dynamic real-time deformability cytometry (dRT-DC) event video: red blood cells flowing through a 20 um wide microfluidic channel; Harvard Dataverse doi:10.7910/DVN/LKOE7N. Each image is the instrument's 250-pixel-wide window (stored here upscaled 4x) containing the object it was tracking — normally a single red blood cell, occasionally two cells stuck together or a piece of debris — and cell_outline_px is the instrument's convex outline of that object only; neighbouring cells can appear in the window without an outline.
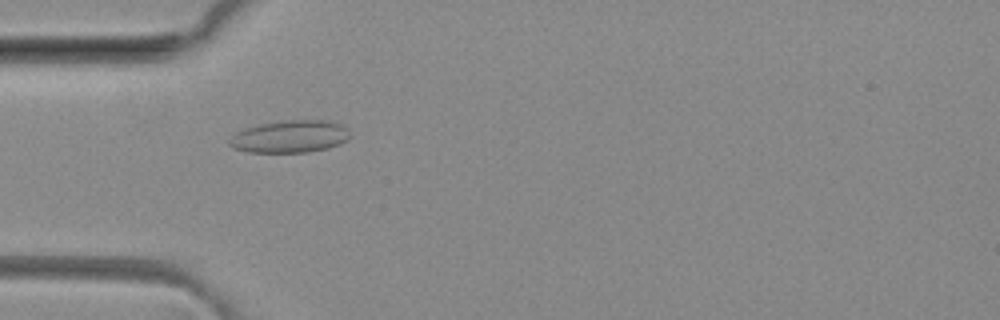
{"species": "common noctule bat (a hibernating species)", "species_latin": "Nyctalus noctula", "temperature_condition": "room temperature", "stored_images_in_passage": 50, "camera_frame_rate_fps": 3000, "um_per_image_px": 0.085, "animal": {"sex": "female", "body_mass_g": 29.2, "forearm_length_mm": 56.3}, "frame": {"image": 1, "passage_image": 15, "time_ms": 4.667, "image_size_px": [1000, 320], "cell_outline_px": [[348, 140], [340, 144], [328, 148], [308, 152], [248, 152], [232, 148], [228, 144], [228, 140], [236, 132], [244, 128], [260, 124], [284, 120], [332, 120], [348, 128]], "centroid_in_image_um": [24.64, 11.6], "position_along_channel_um": 60.4, "area_um2": 22.95}}
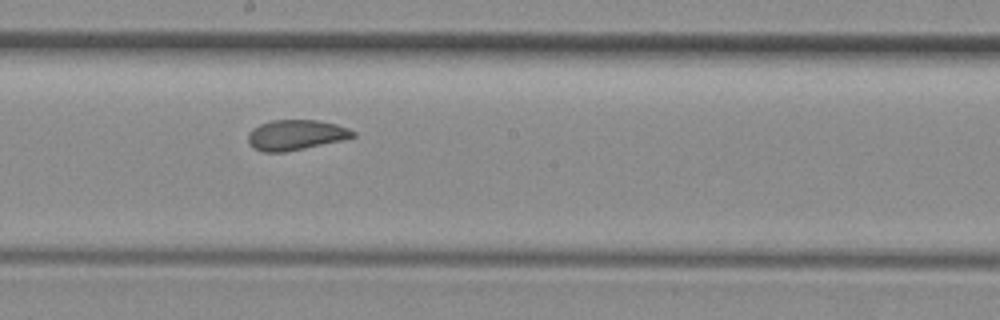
{"frame": {"image": 2, "passage_image": 27, "time_ms": 8.667, "image_size_px": [1000, 320], "cell_outline_px": [[356, 136], [340, 140], [304, 148], [284, 152], [264, 152], [252, 148], [248, 140], [248, 132], [252, 128], [260, 124], [272, 120], [316, 120], [336, 124], [348, 128], [356, 132]], "centroid_in_image_um": [25.11, 11.46], "position_along_channel_um": 223.1, "area_um2": 18.38}}
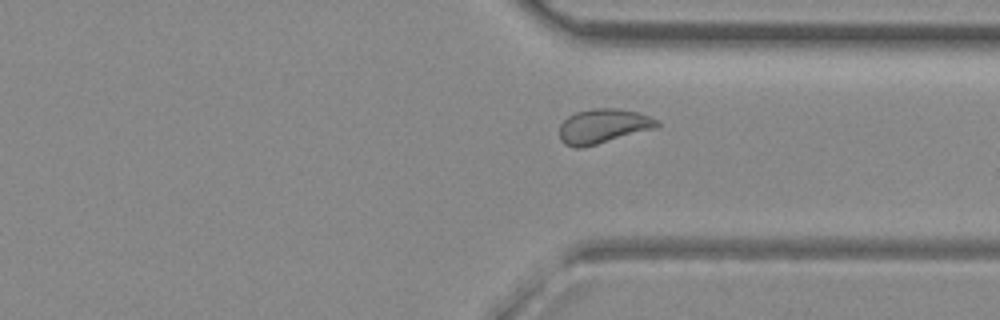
{"frame": {"image": 3, "passage_image": 37, "time_ms": 12.0, "image_size_px": [1000, 320], "cell_outline_px": [[660, 124], [656, 128], [596, 144], [580, 148], [572, 148], [564, 144], [560, 140], [560, 124], [568, 116], [576, 112], [592, 108], [616, 108], [636, 112], [660, 120]], "centroid_in_image_um": [51.24, 10.72], "position_along_channel_um": 360.2, "area_um2": 19.59}, "authors_computed_cell_mechanics": {"area_um2": 19.9988, "velocity_mm_per_s": 4.113, "shape_relaxation_time_tau1_ms": 9.5108, "shape_relaxation_time_tau2_ms": 1.1781, "deformation_change_tau1": 0.1483, "deformation_change_tau2": 0.0714}}